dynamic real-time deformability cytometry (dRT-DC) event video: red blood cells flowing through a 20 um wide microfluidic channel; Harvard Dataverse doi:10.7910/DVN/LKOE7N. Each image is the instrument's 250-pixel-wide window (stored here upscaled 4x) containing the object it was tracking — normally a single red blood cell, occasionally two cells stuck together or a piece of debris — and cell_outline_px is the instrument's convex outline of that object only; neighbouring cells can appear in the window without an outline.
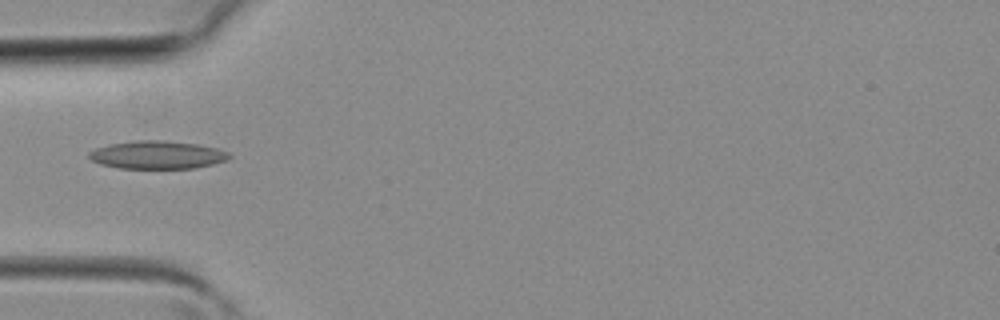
{"species": "common noctule bat (a hibernating species)", "species_latin": "Nyctalus noctula", "temperature_condition": "room temperature", "stored_images_in_passage": 38, "camera_frame_rate_fps": 3000, "um_per_image_px": 0.085, "animal": {"sex": "female", "body_mass_g": 19.3, "forearm_length_mm": 54.1}, "frame": {"image": 1, "passage_image": 12, "time_ms": 3.667, "image_size_px": [1000, 320], "cell_outline_px": [[232, 156], [228, 160], [196, 168], [120, 168], [100, 164], [92, 160], [88, 156], [88, 152], [96, 148], [108, 144], [136, 140], [164, 140], [196, 144], [216, 148], [228, 152]], "centroid_in_image_um": [13.37, 13.16], "position_along_channel_um": 71.6, "area_um2": 22.89}}
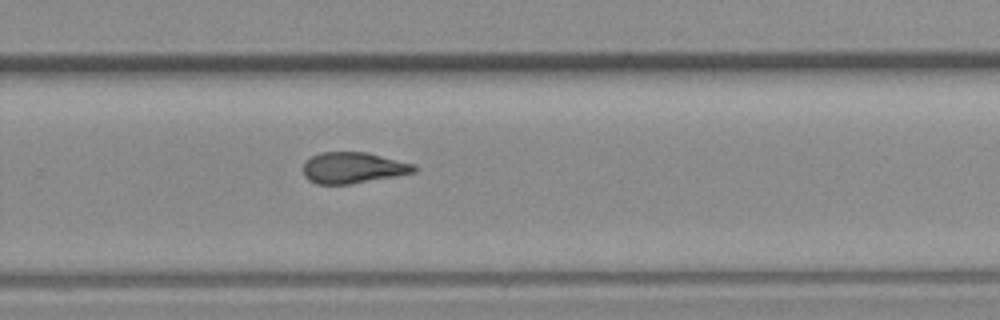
{"frame": {"image": 2, "passage_image": 25, "time_ms": 8.0, "image_size_px": [1000, 320], "cell_outline_px": [[420, 168], [416, 172], [396, 176], [348, 184], [316, 184], [308, 180], [304, 176], [304, 164], [312, 156], [320, 152], [364, 152], [412, 164]], "centroid_in_image_um": [30.0, 14.27], "position_along_channel_um": 299.8, "area_um2": 19.83}}
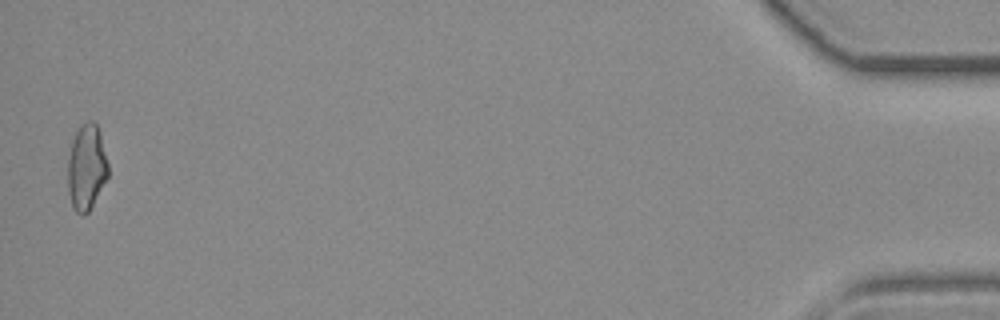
{"frame": {"image": 3, "passage_image": 38, "time_ms": 12.333, "image_size_px": [1000, 320], "cell_outline_px": [[108, 176], [88, 212], [84, 216], [80, 216], [72, 208], [68, 192], [68, 160], [72, 140], [80, 124], [88, 120], [92, 120], [96, 124], [100, 132], [108, 164]], "centroid_in_image_um": [7.34, 14.22], "position_along_channel_um": 427.9, "area_um2": 20.23}}